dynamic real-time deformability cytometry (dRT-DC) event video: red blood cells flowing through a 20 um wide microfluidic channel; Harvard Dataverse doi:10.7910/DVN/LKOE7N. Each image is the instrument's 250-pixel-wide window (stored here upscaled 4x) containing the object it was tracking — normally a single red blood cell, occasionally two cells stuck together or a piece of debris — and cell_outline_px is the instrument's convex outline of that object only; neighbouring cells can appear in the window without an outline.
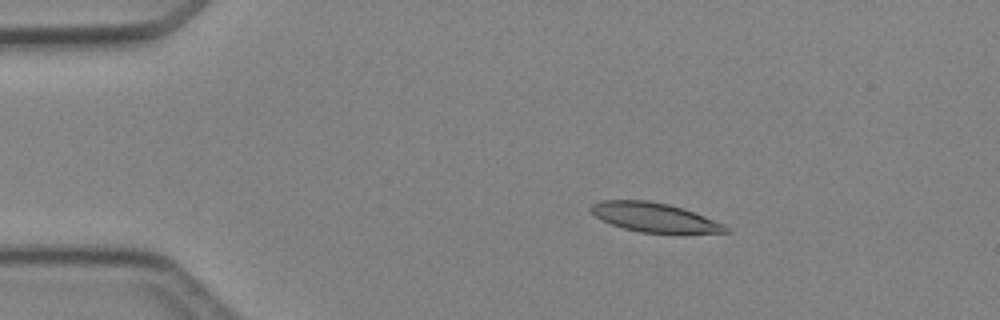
{"species": "Egyptian fruit bat (a non-hibernating species)", "species_latin": "Rousettus aegyptiacus", "temperature_condition": "cold", "stored_images_in_passage": 6, "camera_frame_rate_fps": 3000, "um_per_image_px": 0.085, "animal": {"sex": "female"}, "frame": {"image": 1, "passage_image": 3, "time_ms": 2.333, "image_size_px": [1000, 320], "cell_outline_px": [[732, 232], [640, 232], [624, 228], [600, 220], [588, 208], [592, 204], [600, 200], [648, 200], [668, 204], [684, 208], [724, 224]], "centroid_in_image_um": [55.57, 18.45], "position_along_channel_um": 29.4, "area_um2": 22.6}}
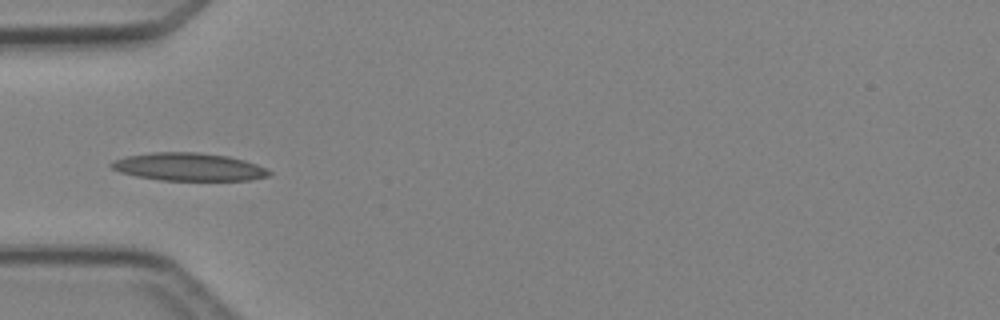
{"frame": {"image": 2, "passage_image": 5, "time_ms": 4.667, "image_size_px": [1000, 320], "cell_outline_px": [[272, 172], [268, 176], [248, 180], [160, 180], [136, 176], [120, 172], [112, 168], [108, 164], [112, 160], [124, 156], [152, 152], [200, 152], [228, 156], [244, 160], [256, 164]], "centroid_in_image_um": [15.98, 14.17], "position_along_channel_um": 69.0, "area_um2": 25.66}}
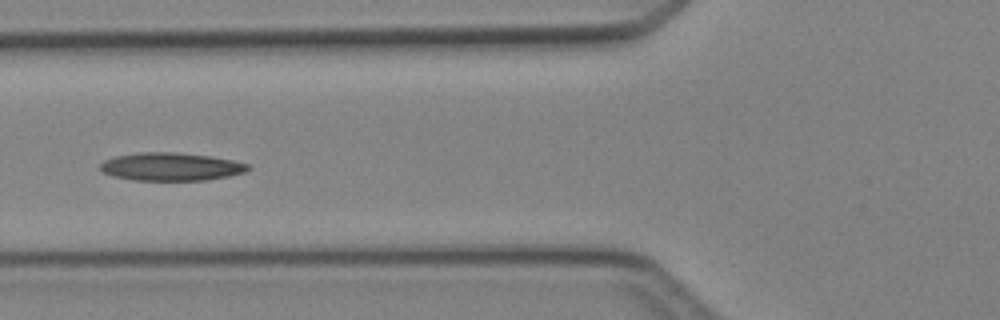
{"frame": {"image": 3, "passage_image": 6, "time_ms": 5.667, "image_size_px": [1000, 320], "cell_outline_px": [[252, 168], [244, 172], [228, 176], [204, 180], [132, 180], [112, 176], [104, 172], [100, 168], [100, 164], [104, 160], [116, 156], [140, 152], [176, 152], [208, 156], [232, 160], [248, 164]], "centroid_in_image_um": [14.52, 14.17], "position_along_channel_um": 111.3, "area_um2": 23.99}}